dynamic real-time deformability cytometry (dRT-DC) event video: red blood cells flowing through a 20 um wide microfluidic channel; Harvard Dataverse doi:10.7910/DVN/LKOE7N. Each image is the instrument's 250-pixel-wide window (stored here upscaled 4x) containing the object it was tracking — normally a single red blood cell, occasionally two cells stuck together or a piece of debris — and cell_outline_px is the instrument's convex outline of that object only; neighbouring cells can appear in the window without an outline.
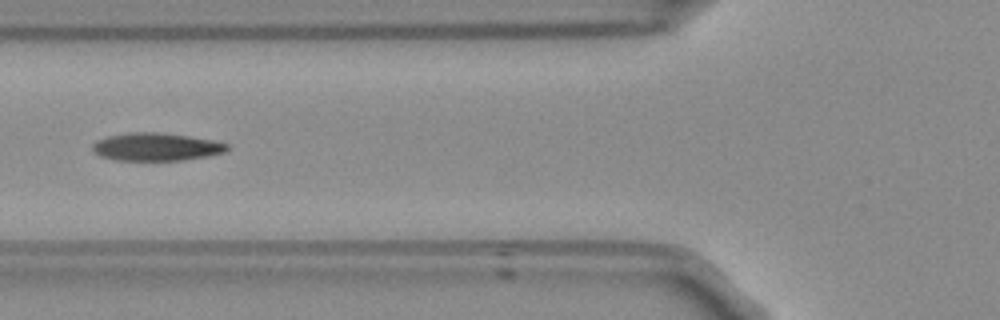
{"species": "Egyptian fruit bat (a non-hibernating species)", "species_latin": "Rousettus aegyptiacus", "temperature_condition": "room temperature", "stored_images_in_passage": 26, "camera_frame_rate_fps": 3000, "um_per_image_px": 0.085, "frame": {"image": 1, "passage_image": 8, "time_ms": 2.333, "image_size_px": [1000, 320], "cell_outline_px": [[228, 148], [224, 152], [204, 156], [180, 160], [116, 160], [100, 156], [92, 152], [92, 144], [96, 140], [108, 136], [128, 132], [160, 132], [188, 136], [212, 140], [228, 144]], "centroid_in_image_um": [13.2, 12.47], "position_along_channel_um": 112.6, "area_um2": 21.73}}